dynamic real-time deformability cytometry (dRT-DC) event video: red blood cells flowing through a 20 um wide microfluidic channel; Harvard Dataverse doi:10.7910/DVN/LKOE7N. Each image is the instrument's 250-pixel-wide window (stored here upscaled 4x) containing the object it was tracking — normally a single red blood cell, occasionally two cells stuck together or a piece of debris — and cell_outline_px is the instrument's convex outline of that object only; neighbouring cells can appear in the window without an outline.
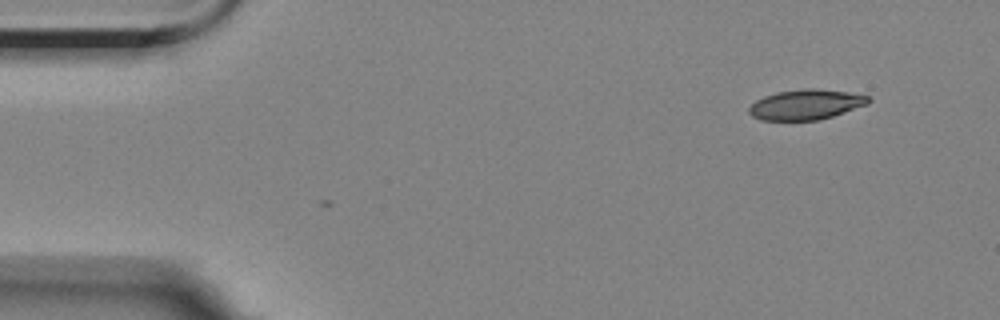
{"species": "Egyptian fruit bat (a non-hibernating species)", "species_latin": "Rousettus aegyptiacus", "temperature_condition": "room temperature", "stored_images_in_passage": 10, "camera_frame_rate_fps": 3000, "um_per_image_px": 0.085, "animal": {"sex": "female"}, "frame": {"image": 1, "passage_image": 1, "time_ms": 0.0, "image_size_px": [1000, 320], "cell_outline_px": [[872, 100], [868, 104], [820, 120], [760, 120], [752, 116], [748, 112], [748, 108], [756, 100], [764, 96], [776, 92], [804, 88], [812, 88], [848, 92], [868, 96]], "centroid_in_image_um": [68.48, 8.88], "position_along_channel_um": 16.5, "area_um2": 20.98}}
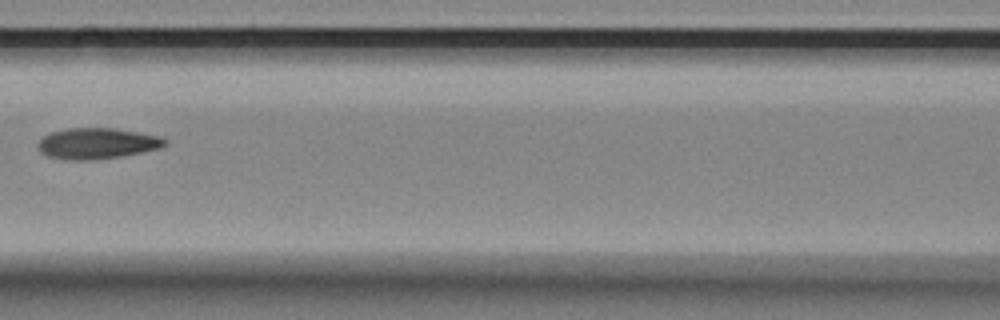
{"frame": {"image": 2, "passage_image": 6, "time_ms": 6.667, "image_size_px": [1000, 320], "cell_outline_px": [[168, 144], [160, 148], [120, 156], [92, 160], [68, 160], [48, 156], [40, 152], [36, 144], [44, 136], [52, 132], [68, 128], [116, 128], [160, 136], [168, 140]], "centroid_in_image_um": [8.26, 12.19], "position_along_channel_um": 158.3, "area_um2": 22.89}}
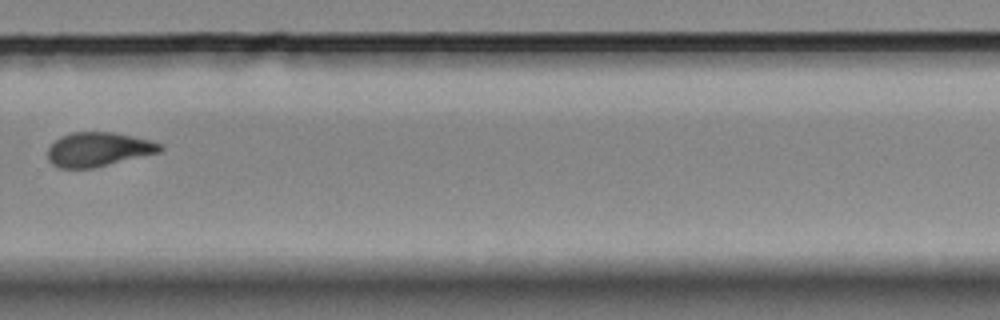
{"frame": {"image": 3, "passage_image": 10, "time_ms": 11.333, "image_size_px": [1000, 320], "cell_outline_px": [[164, 148], [160, 152], [92, 168], [56, 168], [48, 160], [48, 148], [60, 136], [72, 132], [112, 132], [152, 140], [164, 144]], "centroid_in_image_um": [8.37, 12.69], "position_along_channel_um": 321.4, "area_um2": 22.43}}